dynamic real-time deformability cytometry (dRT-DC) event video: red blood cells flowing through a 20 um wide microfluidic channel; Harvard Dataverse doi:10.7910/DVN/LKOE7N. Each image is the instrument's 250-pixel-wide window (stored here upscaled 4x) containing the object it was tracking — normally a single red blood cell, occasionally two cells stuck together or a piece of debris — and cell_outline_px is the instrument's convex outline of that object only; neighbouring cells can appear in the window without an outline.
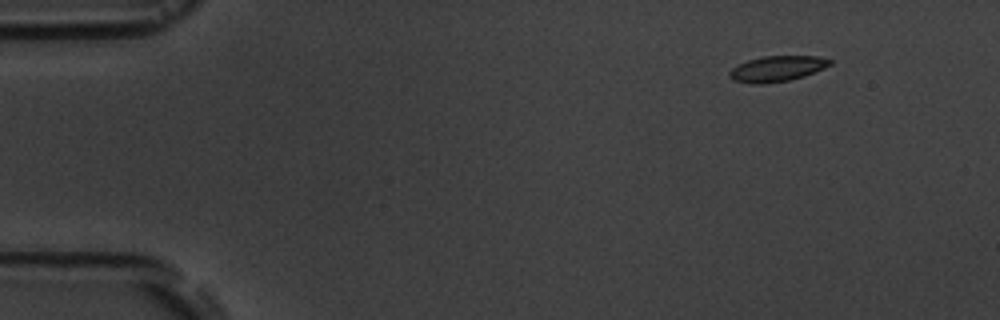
{"species": "common noctule bat (a hibernating species)", "species_latin": "Nyctalus noctula", "temperature_condition": "room temperature", "stored_images_in_passage": 6, "camera_frame_rate_fps": 3000, "um_per_image_px": 0.085, "animal": {"sex": "male", "body_mass_g": 19.5, "forearm_length_mm": 54.6}, "frame": {"image": 1, "passage_image": 2, "time_ms": 1.333, "image_size_px": [1000, 320], "cell_outline_px": [[832, 64], [824, 68], [804, 76], [788, 80], [764, 84], [752, 84], [732, 80], [728, 76], [728, 72], [732, 68], [748, 60], [764, 56], [816, 56], [832, 60]], "centroid_in_image_um": [66.03, 5.84], "position_along_channel_um": 19.0, "area_um2": 14.97}}
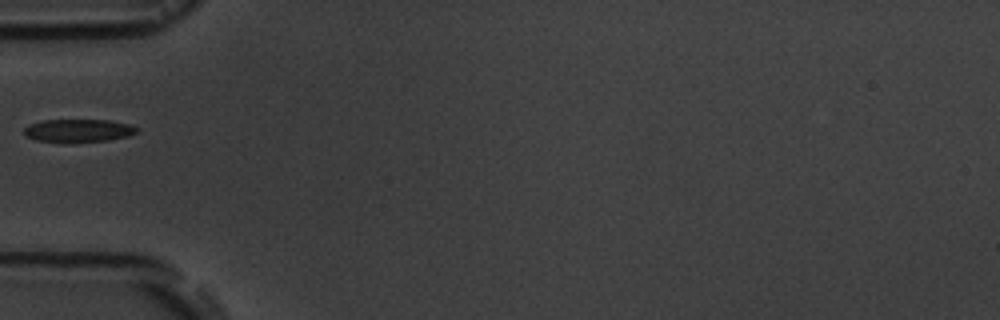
{"frame": {"image": 2, "passage_image": 5, "time_ms": 5.667, "image_size_px": [1000, 320], "cell_outline_px": [[136, 132], [128, 136], [108, 140], [68, 144], [60, 144], [36, 140], [24, 136], [24, 128], [28, 124], [44, 120], [108, 120], [132, 124], [136, 128]], "centroid_in_image_um": [6.59, 11.13], "position_along_channel_um": 78.4, "area_um2": 15.61}}
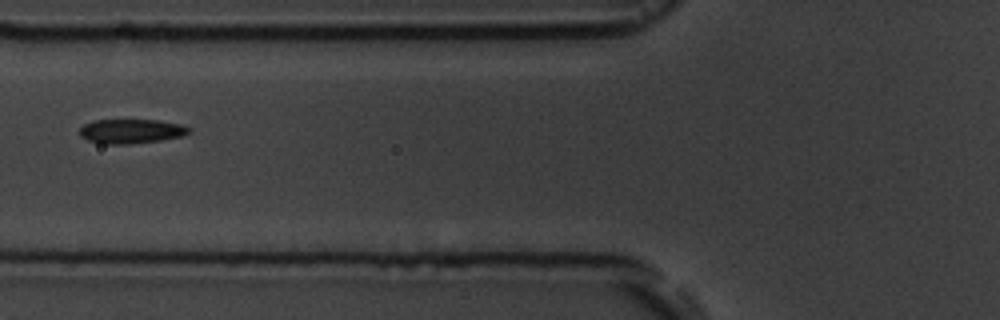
{"frame": {"image": 3, "passage_image": 6, "time_ms": 6.667, "image_size_px": [1000, 320], "cell_outline_px": [[192, 132], [180, 136], [160, 140], [128, 144], [104, 144], [88, 140], [80, 136], [80, 128], [84, 124], [92, 120], [160, 120], [180, 124], [192, 128]], "centroid_in_image_um": [11.15, 11.15], "position_along_channel_um": 114.6, "area_um2": 15.55}}